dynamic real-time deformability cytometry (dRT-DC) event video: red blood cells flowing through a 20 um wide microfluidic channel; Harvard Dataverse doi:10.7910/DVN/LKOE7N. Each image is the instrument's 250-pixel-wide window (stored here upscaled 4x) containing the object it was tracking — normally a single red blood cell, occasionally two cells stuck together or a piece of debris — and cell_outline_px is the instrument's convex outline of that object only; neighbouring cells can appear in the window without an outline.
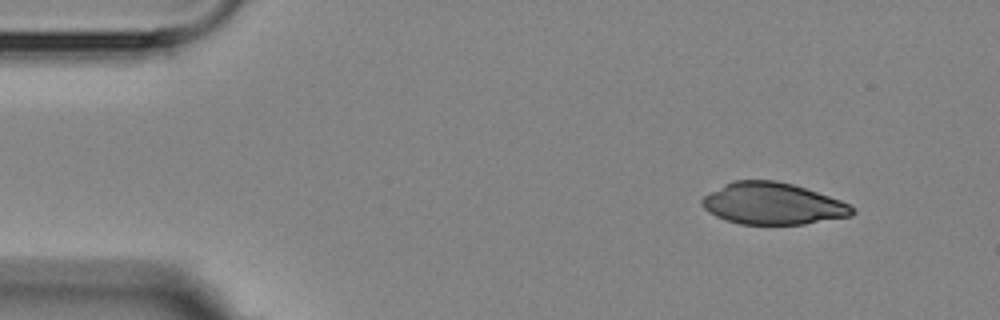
{"species": "Egyptian fruit bat (a non-hibernating species)", "species_latin": "Rousettus aegyptiacus", "temperature_condition": "room temperature", "stored_images_in_passage": 3, "camera_frame_rate_fps": 3000, "um_per_image_px": 0.085, "animal": {"sex": "female"}, "frame": {"image": 1, "passage_image": 1, "time_ms": 0.0, "image_size_px": [1000, 320], "cell_outline_px": [[856, 212], [852, 216], [804, 224], [740, 224], [724, 220], [708, 212], [704, 208], [700, 200], [704, 196], [724, 184], [732, 180], [776, 180], [792, 184], [840, 200], [848, 204]], "centroid_in_image_um": [65.65, 17.31], "position_along_channel_um": 19.3, "area_um2": 36.41}}